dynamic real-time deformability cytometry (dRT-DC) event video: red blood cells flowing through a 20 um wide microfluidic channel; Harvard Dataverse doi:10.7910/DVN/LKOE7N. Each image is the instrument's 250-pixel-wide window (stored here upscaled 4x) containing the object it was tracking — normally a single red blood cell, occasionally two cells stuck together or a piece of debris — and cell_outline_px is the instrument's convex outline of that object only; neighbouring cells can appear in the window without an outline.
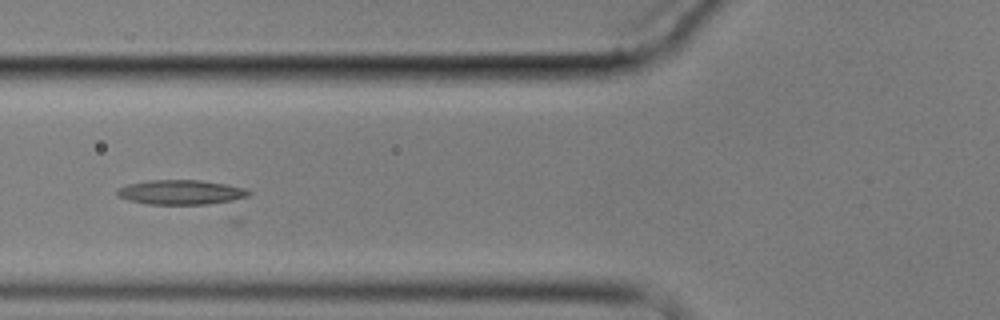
{"species": "common noctule bat (a hibernating species)", "species_latin": "Nyctalus noctula", "temperature_condition": "cold", "stored_images_in_passage": 8, "camera_frame_rate_fps": 3000, "um_per_image_px": 0.085, "animal": {"sex": "male", "body_mass_g": 17.9}, "frame": {"image": 1, "passage_image": 6, "time_ms": 6.667, "image_size_px": [1000, 320], "cell_outline_px": [[252, 192], [248, 196], [232, 200], [208, 204], [148, 204], [128, 200], [120, 196], [116, 192], [120, 188], [128, 184], [148, 180], [200, 180], [224, 184], [244, 188]], "centroid_in_image_um": [15.38, 16.34], "position_along_channel_um": 110.4, "area_um2": 18.61}}
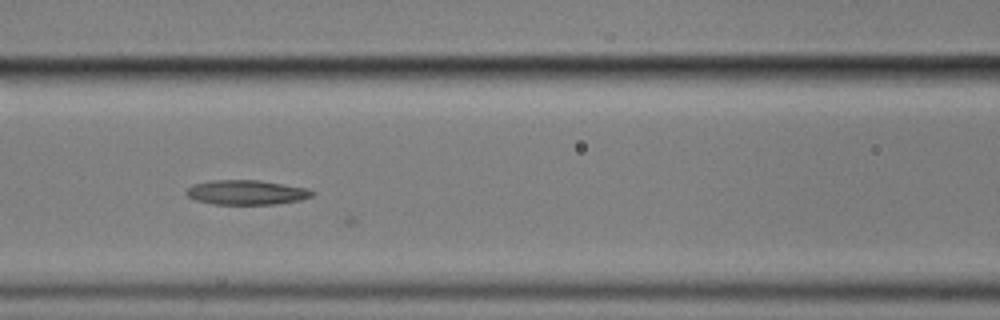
{"frame": {"image": 2, "passage_image": 7, "time_ms": 7.667, "image_size_px": [1000, 320], "cell_outline_px": [[316, 192], [312, 196], [300, 200], [276, 204], [212, 204], [196, 200], [188, 196], [184, 192], [192, 184], [212, 180], [260, 180], [308, 188]], "centroid_in_image_um": [20.96, 16.35], "position_along_channel_um": 145.6, "area_um2": 18.15}}